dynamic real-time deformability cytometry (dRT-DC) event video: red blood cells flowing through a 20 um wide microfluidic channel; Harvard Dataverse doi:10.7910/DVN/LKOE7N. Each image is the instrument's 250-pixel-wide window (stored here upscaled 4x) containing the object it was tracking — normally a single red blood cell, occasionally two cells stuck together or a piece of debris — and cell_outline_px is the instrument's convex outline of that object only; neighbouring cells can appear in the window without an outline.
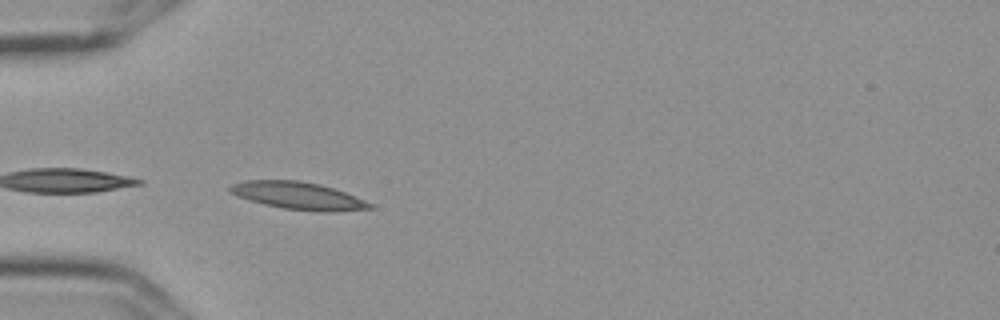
{"species": "Egyptian fruit bat (a non-hibernating species)", "species_latin": "Rousettus aegyptiacus", "temperature_condition": "cold", "stored_images_in_passage": 3, "camera_frame_rate_fps": 3000, "um_per_image_px": 0.085, "frame": {"image": 1, "passage_image": 2, "time_ms": 0.333, "image_size_px": [1000, 320], "cell_outline_px": [[376, 208], [336, 212], [316, 212], [284, 208], [264, 204], [228, 192], [228, 188], [232, 184], [244, 180], [300, 180], [320, 184], [344, 192], [364, 200], [372, 204]], "centroid_in_image_um": [25.38, 16.64], "position_along_channel_um": 59.6, "area_um2": 22.31}}